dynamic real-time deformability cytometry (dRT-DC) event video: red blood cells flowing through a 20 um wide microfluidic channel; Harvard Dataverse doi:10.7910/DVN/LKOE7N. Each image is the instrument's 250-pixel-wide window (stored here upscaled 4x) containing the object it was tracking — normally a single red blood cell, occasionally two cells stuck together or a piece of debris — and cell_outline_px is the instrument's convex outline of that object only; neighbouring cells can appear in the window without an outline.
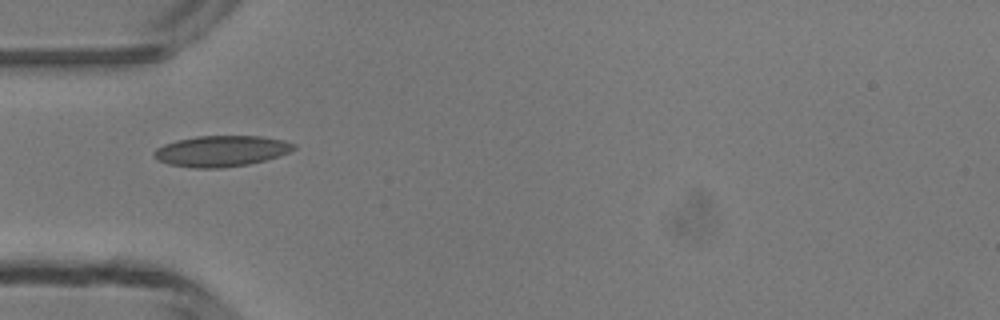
{"species": "common noctule bat (a hibernating species)", "species_latin": "Nyctalus noctula", "temperature_condition": "room temperature", "stored_images_in_passage": 6, "camera_frame_rate_fps": 3000, "um_per_image_px": 0.085, "animal": {"sex": "male", "body_mass_g": 13.3}, "frame": {"image": 1, "passage_image": 4, "time_ms": 4.667, "image_size_px": [1000, 320], "cell_outline_px": [[296, 148], [288, 152], [264, 160], [248, 164], [220, 168], [196, 168], [168, 164], [156, 160], [152, 156], [152, 152], [156, 148], [164, 144], [176, 140], [196, 136], [260, 136], [284, 140], [296, 144]], "centroid_in_image_um": [18.75, 12.83], "position_along_channel_um": 66.2, "area_um2": 25.2}}
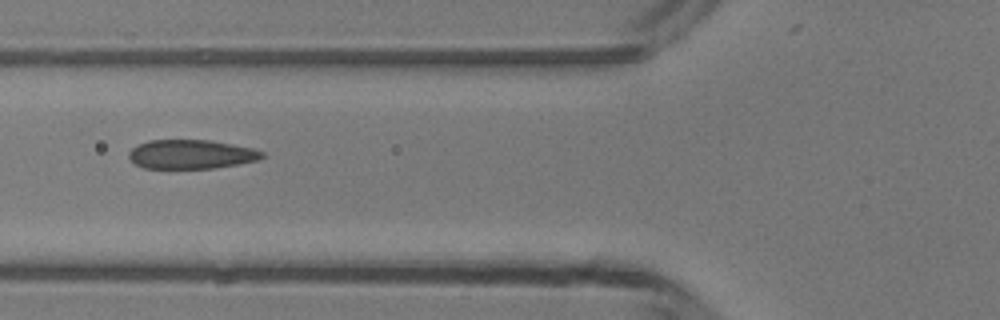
{"frame": {"image": 2, "passage_image": 5, "time_ms": 5.667, "image_size_px": [1000, 320], "cell_outline_px": [[264, 156], [256, 160], [216, 168], [144, 168], [136, 164], [128, 156], [128, 152], [132, 148], [148, 140], [208, 140], [232, 144], [252, 148], [264, 152]], "centroid_in_image_um": [16.23, 13.11], "position_along_channel_um": 109.6, "area_um2": 22.37}}
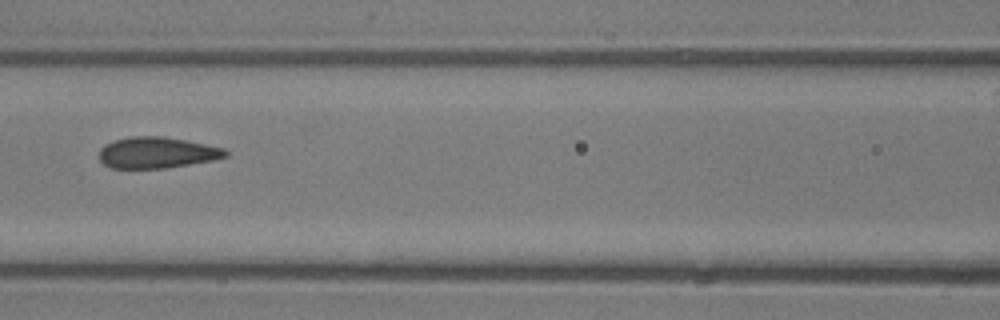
{"frame": {"image": 3, "passage_image": 6, "time_ms": 6.667, "image_size_px": [1000, 320], "cell_outline_px": [[228, 156], [212, 160], [164, 168], [112, 168], [104, 164], [100, 160], [100, 148], [104, 144], [116, 140], [132, 136], [164, 136], [224, 148], [228, 152]], "centroid_in_image_um": [13.32, 12.97], "position_along_channel_um": 153.3, "area_um2": 22.72}}